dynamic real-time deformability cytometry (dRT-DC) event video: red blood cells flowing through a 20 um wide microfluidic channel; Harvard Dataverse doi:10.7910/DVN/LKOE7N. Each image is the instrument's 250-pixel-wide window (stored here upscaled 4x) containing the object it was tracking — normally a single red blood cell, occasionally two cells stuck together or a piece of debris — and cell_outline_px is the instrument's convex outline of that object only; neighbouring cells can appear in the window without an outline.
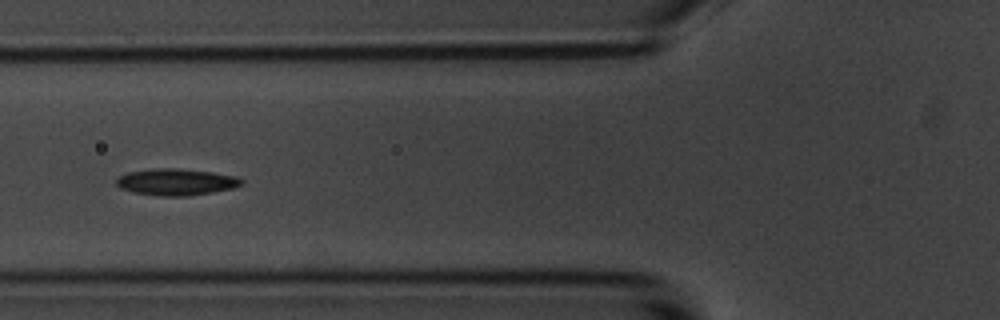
{"species": "common noctule bat (a hibernating species)", "species_latin": "Nyctalus noctula", "temperature_condition": "room temperature", "stored_images_in_passage": 15, "camera_frame_rate_fps": 3000, "um_per_image_px": 0.085, "animal": {"sex": "male", "body_mass_g": 20.1, "forearm_length_mm": 53.5}, "frame": {"image": 1, "passage_image": 5, "time_ms": 5.667, "image_size_px": [1000, 320], "cell_outline_px": [[244, 184], [232, 188], [212, 192], [188, 196], [160, 196], [132, 192], [120, 188], [116, 184], [116, 180], [120, 176], [128, 172], [152, 168], [176, 168], [212, 172], [236, 176], [244, 180]], "centroid_in_image_um": [14.98, 15.47], "position_along_channel_um": 110.8, "area_um2": 19.48}}
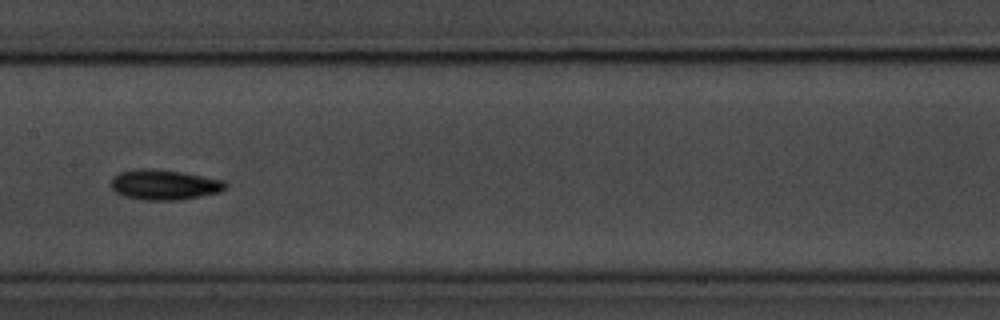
{"frame": {"image": 2, "passage_image": 7, "time_ms": 8.0, "image_size_px": [1000, 320], "cell_outline_px": [[228, 188], [220, 192], [180, 200], [140, 200], [124, 196], [116, 192], [112, 188], [112, 176], [120, 172], [136, 168], [152, 168], [184, 172], [224, 180], [228, 184]], "centroid_in_image_um": [13.98, 15.69], "position_along_channel_um": 193.4, "area_um2": 20.46}}
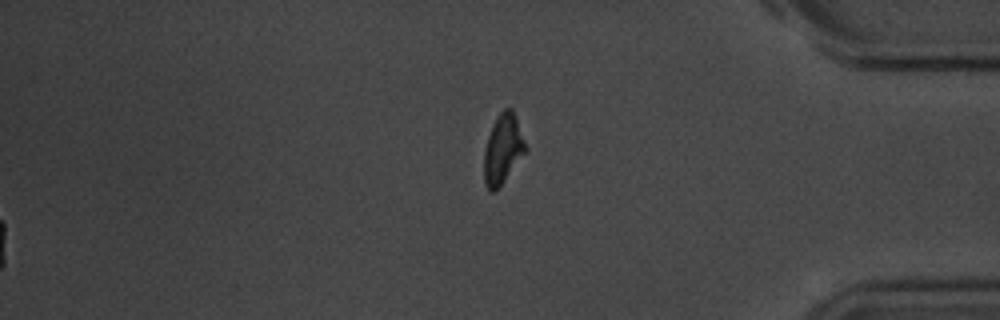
{"frame": {"image": 3, "passage_image": 15, "time_ms": 18.0, "image_size_px": [1000, 320], "cell_outline_px": [[528, 152], [496, 192], [488, 192], [484, 184], [484, 152], [488, 136], [492, 124], [496, 116], [504, 108], [512, 108], [528, 148]], "centroid_in_image_um": [42.76, 12.72], "position_along_channel_um": 392.4, "area_um2": 17.4}, "authors_computed_cell_mechanics": {"area_um2": 18.0914, "velocity_mm_per_s": 3.5346, "shape_relaxation_time_tau1_ms": 1.5967, "shape_relaxation_time_tau2_ms": null, "deformation_change_tau1": 0.085, "deformation_change_tau2": null}}